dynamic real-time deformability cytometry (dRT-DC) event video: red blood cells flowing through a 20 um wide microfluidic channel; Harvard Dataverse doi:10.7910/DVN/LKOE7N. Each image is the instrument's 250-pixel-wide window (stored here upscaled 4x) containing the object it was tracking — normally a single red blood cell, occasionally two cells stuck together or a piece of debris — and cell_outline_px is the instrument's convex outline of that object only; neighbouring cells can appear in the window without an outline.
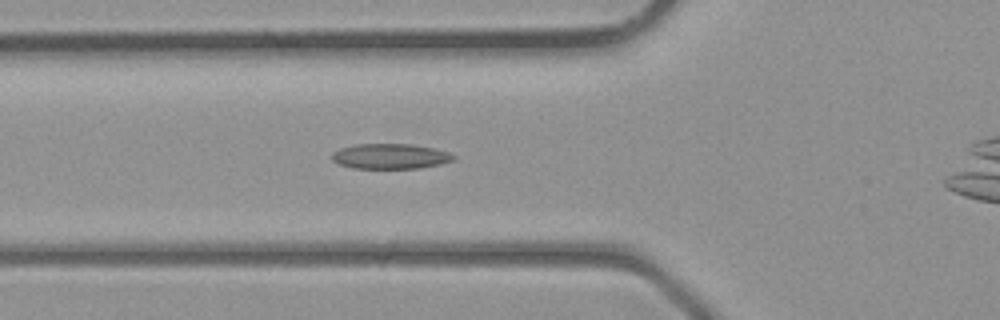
{"species": "common noctule bat (a hibernating species)", "species_latin": "Nyctalus noctula", "temperature_condition": "room temperature", "stored_images_in_passage": 30, "camera_frame_rate_fps": 3000, "um_per_image_px": 0.085, "animal": {"sex": "male", "body_mass_g": 23.1, "forearm_length_mm": 52.7}, "frame": {"image": 1, "passage_image": 9, "time_ms": 2.667, "image_size_px": [1000, 320], "cell_outline_px": [[456, 160], [440, 164], [420, 168], [352, 168], [340, 164], [332, 160], [332, 152], [340, 148], [356, 144], [412, 144], [432, 148], [448, 152], [456, 156]], "centroid_in_image_um": [33.18, 13.28], "position_along_channel_um": 92.6, "area_um2": 17.86}}
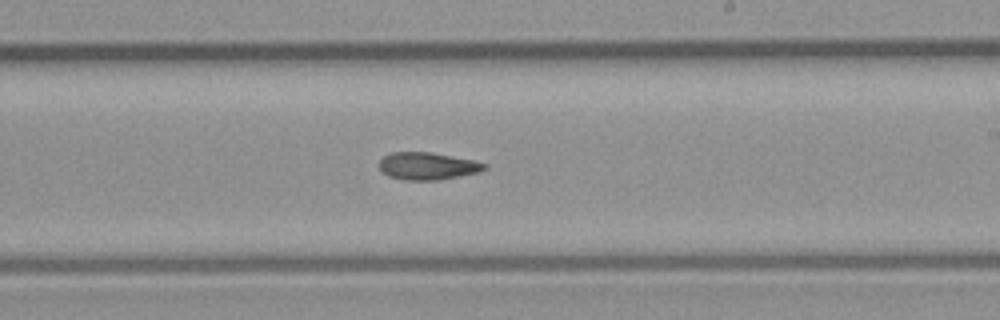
{"frame": {"image": 2, "passage_image": 18, "time_ms": 5.667, "image_size_px": [1000, 320], "cell_outline_px": [[488, 168], [480, 172], [436, 180], [404, 180], [388, 176], [380, 168], [380, 160], [384, 156], [392, 152], [428, 152], [472, 160], [488, 164]], "centroid_in_image_um": [36.35, 14.12], "position_along_channel_um": 252.6, "area_um2": 16.59}}
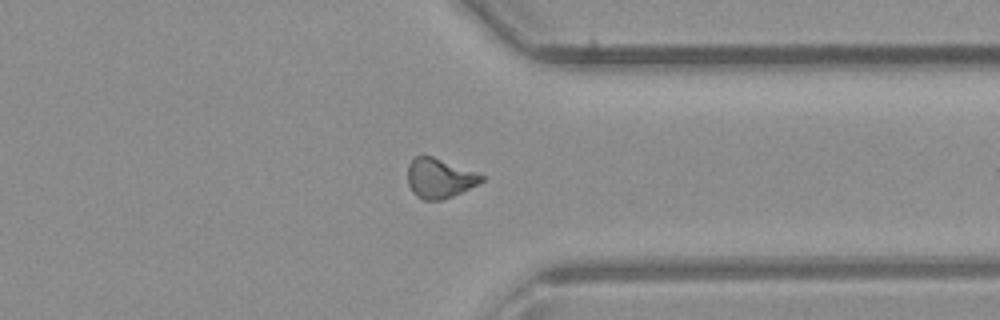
{"frame": {"image": 3, "passage_image": 25, "time_ms": 8.0, "image_size_px": [1000, 320], "cell_outline_px": [[484, 180], [480, 184], [452, 196], [440, 200], [424, 200], [416, 196], [412, 192], [408, 184], [408, 164], [416, 156], [432, 156], [476, 172], [484, 176]], "centroid_in_image_um": [37.36, 15.16], "position_along_channel_um": 374.0, "area_um2": 16.99}}